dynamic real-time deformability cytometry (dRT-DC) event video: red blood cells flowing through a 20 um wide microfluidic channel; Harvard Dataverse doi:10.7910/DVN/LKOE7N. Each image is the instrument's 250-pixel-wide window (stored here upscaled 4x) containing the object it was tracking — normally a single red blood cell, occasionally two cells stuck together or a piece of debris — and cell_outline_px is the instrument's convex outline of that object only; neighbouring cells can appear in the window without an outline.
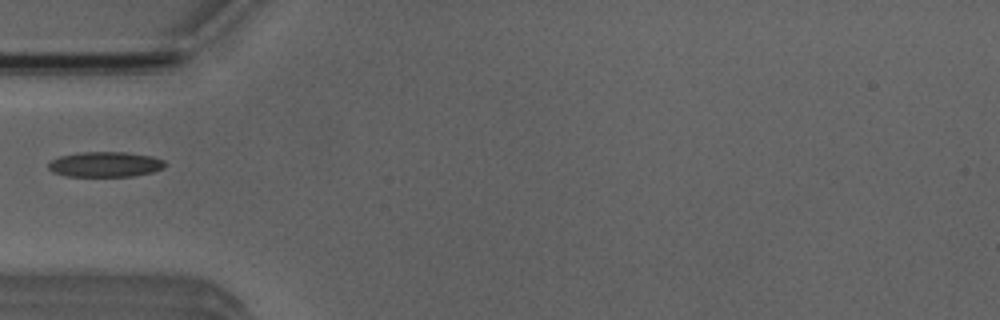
{"species": "Egyptian fruit bat (a non-hibernating species)", "species_latin": "Rousettus aegyptiacus", "temperature_condition": "room temperature", "stored_images_in_passage": 5, "camera_frame_rate_fps": 3000, "um_per_image_px": 0.085, "animal": {"sex": "male"}, "frame": {"image": 1, "passage_image": 5, "time_ms": 5.333, "image_size_px": [1000, 320], "cell_outline_px": [[168, 164], [164, 168], [152, 172], [132, 176], [64, 176], [52, 172], [48, 168], [48, 164], [52, 160], [60, 156], [76, 152], [124, 152], [152, 156], [164, 160]], "centroid_in_image_um": [8.95, 13.97], "position_along_channel_um": 76.1, "area_um2": 17.28}}